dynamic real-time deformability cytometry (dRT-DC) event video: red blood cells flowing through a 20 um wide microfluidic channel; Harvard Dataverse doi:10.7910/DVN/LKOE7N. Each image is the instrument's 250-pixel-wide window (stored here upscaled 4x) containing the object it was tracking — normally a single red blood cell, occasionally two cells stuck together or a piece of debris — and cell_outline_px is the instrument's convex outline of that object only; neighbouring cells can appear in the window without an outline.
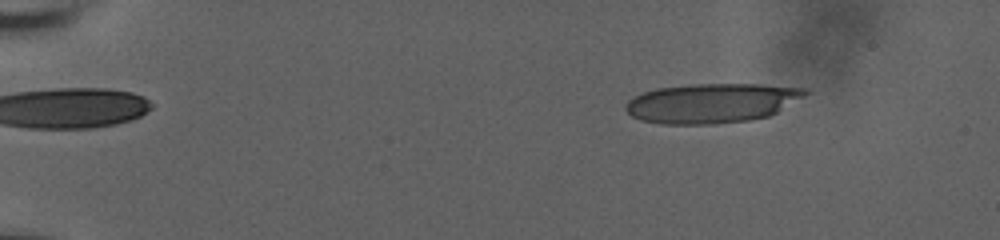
{"species": "human", "species_latin": "Homo sapiens", "temperature_condition": "room temperature", "stored_images_in_passage": 57, "camera_frame_rate_fps": 3000, "um_per_image_px": 0.085, "donor": {"sex": "male"}, "frame": {"image": 1, "passage_image": 8, "time_ms": 2.333, "image_size_px": [1000, 240], "cell_outline_px": [[812, 92], [776, 112], [768, 116], [748, 120], [712, 124], [660, 124], [640, 120], [632, 116], [624, 108], [628, 100], [644, 92], [656, 88], [692, 84], [760, 84], [808, 88]], "centroid_in_image_um": [60.51, 8.75], "position_along_channel_um": 24.5, "area_um2": 41.44}}
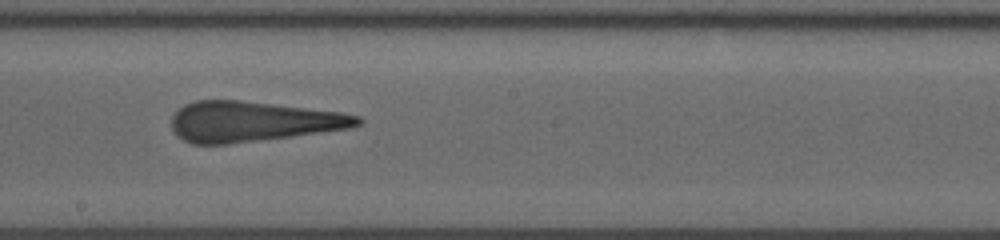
{"frame": {"image": 2, "passage_image": 34, "time_ms": 11.0, "image_size_px": [1000, 240], "cell_outline_px": [[364, 120], [360, 124], [352, 128], [228, 144], [192, 144], [176, 136], [172, 132], [172, 116], [184, 104], [196, 100], [240, 100], [340, 112], [360, 116]], "centroid_in_image_um": [21.45, 10.33], "position_along_channel_um": 226.7, "area_um2": 43.52}}
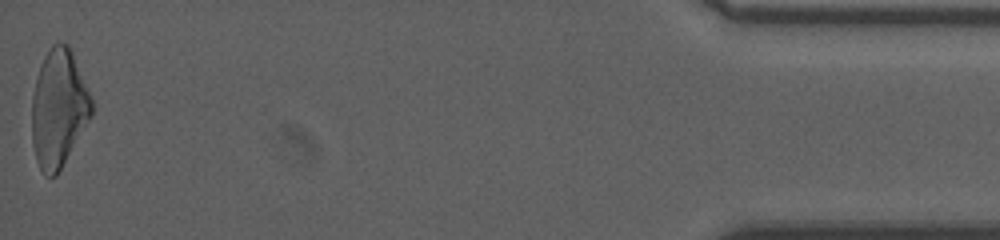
{"frame": {"image": 3, "passage_image": 57, "time_ms": 18.667, "image_size_px": [1000, 240], "cell_outline_px": [[92, 116], [56, 176], [44, 176], [36, 160], [32, 144], [32, 96], [40, 64], [44, 56], [52, 44], [56, 40], [60, 40], [68, 44], [92, 100]], "centroid_in_image_um": [4.96, 9.21], "position_along_channel_um": 430.2, "area_um2": 40.81}, "authors_computed_cell_mechanics": {"area_um2": 43.5234, "velocity_mm_per_s": 3.7434, "shape_relaxation_time_tau1_ms": null, "shape_relaxation_time_tau2_ms": 1.6865, "deformation_change_tau1": null, "deformation_change_tau2": 0.1385}}